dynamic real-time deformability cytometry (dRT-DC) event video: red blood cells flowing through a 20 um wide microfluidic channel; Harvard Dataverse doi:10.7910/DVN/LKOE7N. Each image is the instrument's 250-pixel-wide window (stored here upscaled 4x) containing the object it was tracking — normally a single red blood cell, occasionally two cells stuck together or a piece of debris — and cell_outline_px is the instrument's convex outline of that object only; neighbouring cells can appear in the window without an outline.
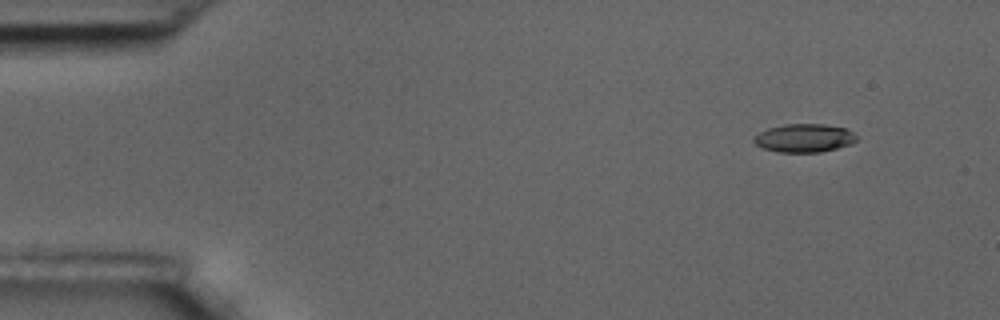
{"species": "common noctule bat (a hibernating species)", "species_latin": "Nyctalus noctula", "temperature_condition": "room temperature", "stored_images_in_passage": 5, "camera_frame_rate_fps": 3000, "um_per_image_px": 0.085, "animal": {"sex": "male", "body_mass_g": 17.5, "forearm_length_mm": 52.3}, "frame": {"image": 1, "passage_image": 2, "time_ms": 0.333, "image_size_px": [1000, 320], "cell_outline_px": [[856, 140], [852, 144], [820, 152], [776, 152], [764, 148], [756, 144], [752, 140], [752, 136], [768, 128], [784, 124], [824, 124], [848, 128], [856, 136]], "centroid_in_image_um": [68.35, 11.73], "position_along_channel_um": 16.7, "area_um2": 17.05}}
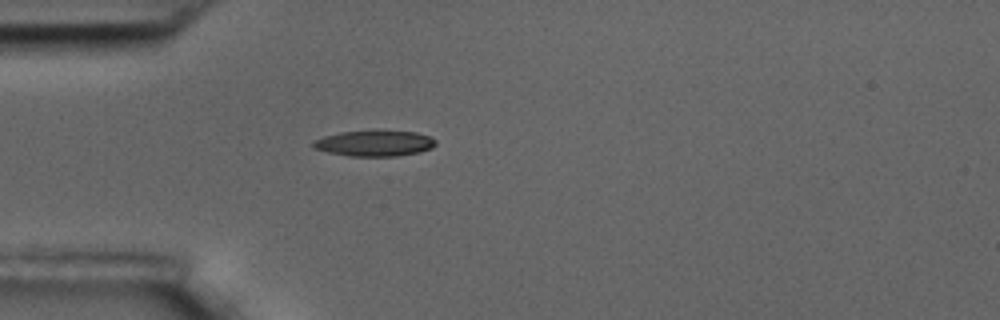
{"frame": {"image": 2, "passage_image": 5, "time_ms": 1.333, "image_size_px": [1000, 320], "cell_outline_px": [[436, 144], [432, 148], [420, 152], [396, 156], [348, 156], [328, 152], [312, 148], [312, 140], [324, 136], [340, 132], [416, 132], [428, 136], [436, 140]], "centroid_in_image_um": [31.8, 12.2], "position_along_channel_um": 53.2, "area_um2": 18.09}}